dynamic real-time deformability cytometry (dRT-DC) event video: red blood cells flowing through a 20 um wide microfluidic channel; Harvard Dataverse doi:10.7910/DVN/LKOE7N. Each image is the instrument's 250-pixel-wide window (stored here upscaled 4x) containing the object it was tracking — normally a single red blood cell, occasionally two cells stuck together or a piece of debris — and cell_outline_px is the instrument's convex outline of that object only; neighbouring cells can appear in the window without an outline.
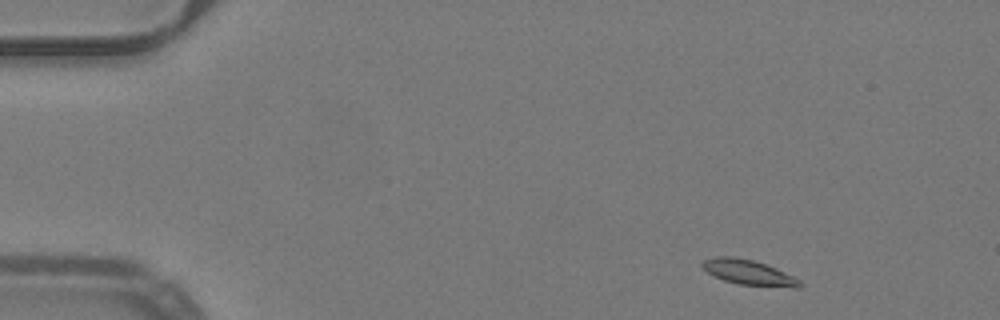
{"species": "common noctule bat (a hibernating species)", "species_latin": "Nyctalus noctula", "temperature_condition": "warm", "stored_images_in_passage": 48, "camera_frame_rate_fps": 3000, "um_per_image_px": 0.085, "animal": {"sex": "male", "body_mass_g": 19.2, "forearm_length_mm": 51.8}, "frame": {"image": 1, "passage_image": 2, "time_ms": 0.333, "image_size_px": [1000, 320], "cell_outline_px": [[804, 284], [800, 288], [792, 288], [740, 284], [724, 280], [708, 272], [700, 264], [704, 260], [716, 256], [732, 256], [752, 260], [776, 268], [800, 280]], "centroid_in_image_um": [63.67, 23.16], "position_along_channel_um": 21.3, "area_um2": 14.1}}
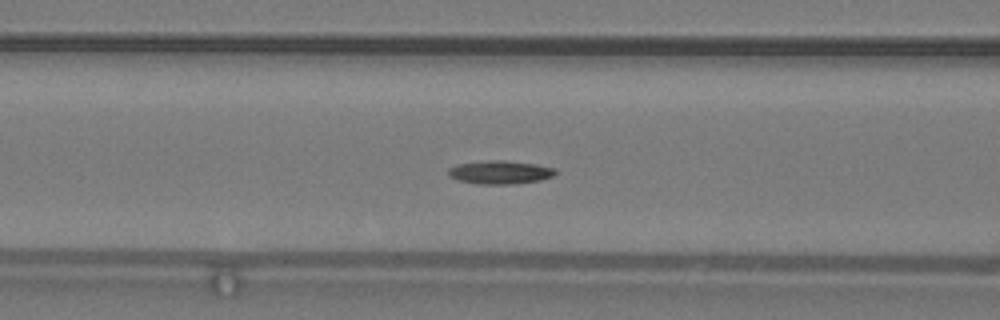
{"frame": {"image": 2, "passage_image": 17, "time_ms": 5.333, "image_size_px": [1000, 320], "cell_outline_px": [[560, 172], [552, 176], [540, 180], [516, 184], [476, 184], [456, 180], [448, 176], [448, 168], [456, 164], [488, 160], [504, 160], [536, 164], [556, 168]], "centroid_in_image_um": [42.5, 14.64], "position_along_channel_um": 124.1, "area_um2": 14.91}}
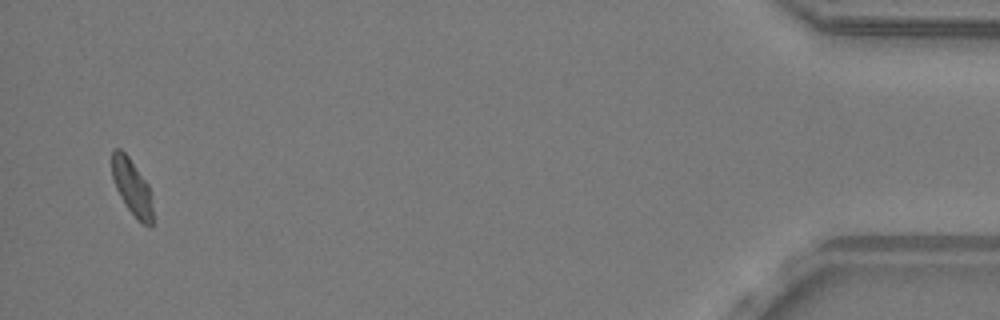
{"frame": {"image": 3, "passage_image": 46, "time_ms": 15.0, "image_size_px": [1000, 320], "cell_outline_px": [[152, 224], [148, 228], [128, 208], [120, 196], [116, 188], [112, 176], [112, 148], [120, 148], [128, 156], [148, 184], [152, 208]], "centroid_in_image_um": [11.2, 15.86], "position_along_channel_um": 424.0, "area_um2": 12.95}}